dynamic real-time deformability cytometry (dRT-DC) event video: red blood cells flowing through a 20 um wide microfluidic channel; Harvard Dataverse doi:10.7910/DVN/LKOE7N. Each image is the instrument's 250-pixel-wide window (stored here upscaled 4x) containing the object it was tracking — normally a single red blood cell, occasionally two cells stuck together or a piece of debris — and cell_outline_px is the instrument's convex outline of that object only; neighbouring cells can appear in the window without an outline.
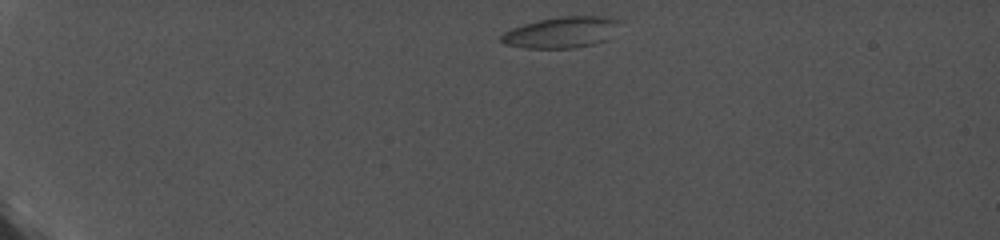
{"species": "common noctule bat (a hibernating species)", "species_latin": "Nyctalus noctula", "temperature_condition": "cold", "stored_images_in_passage": 37, "camera_frame_rate_fps": 5000, "um_per_image_px": 0.085, "animal": {"sex": "female", "body_mass_g": 19.0, "forearm_length_mm": 56.7}, "frame": {"image": 1, "passage_image": 1, "time_ms": 0.0, "image_size_px": [1000, 240], "cell_outline_px": [[620, 20], [608, 40], [592, 44], [572, 48], [524, 48], [504, 44], [500, 40], [500, 36], [504, 32], [512, 28], [524, 24], [540, 20], [560, 16], [604, 16]], "centroid_in_image_um": [47.69, 2.75], "position_along_channel_um": 37.3, "area_um2": 21.33}}
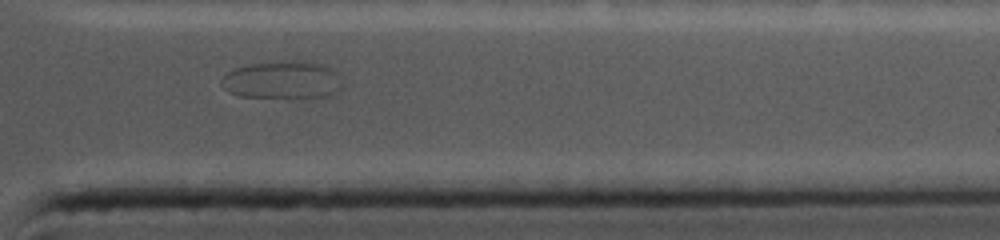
{"frame": {"image": 2, "passage_image": 33, "time_ms": 6.4, "image_size_px": [1000, 240], "cell_outline_px": [[332, 92], [328, 96], [240, 96], [228, 92], [220, 80], [228, 72], [236, 68], [252, 64], [284, 60], [304, 60], [324, 64], [332, 72]], "centroid_in_image_um": [23.81, 6.75], "position_along_channel_um": 387.6, "area_um2": 24.91}}
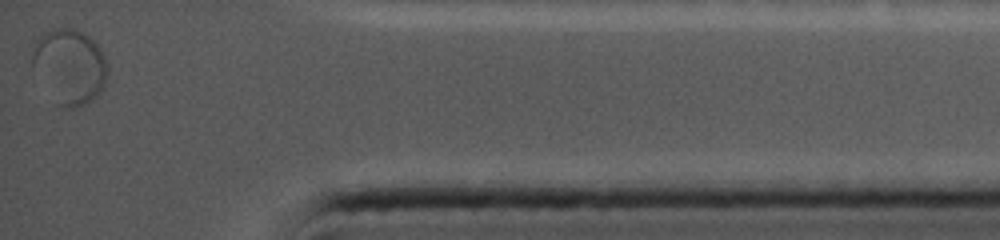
{"frame": {"image": 3, "passage_image": 37, "time_ms": 7.2, "image_size_px": [1000, 240], "cell_outline_px": [[104, 80], [100, 88], [84, 104], [72, 108], [64, 108], [60, 104], [32, 64], [32, 56], [40, 36], [44, 32], [52, 28], [76, 28], [92, 36], [100, 48], [104, 56]], "centroid_in_image_um": [5.92, 5.53], "position_along_channel_um": 429.3, "area_um2": 31.15}}